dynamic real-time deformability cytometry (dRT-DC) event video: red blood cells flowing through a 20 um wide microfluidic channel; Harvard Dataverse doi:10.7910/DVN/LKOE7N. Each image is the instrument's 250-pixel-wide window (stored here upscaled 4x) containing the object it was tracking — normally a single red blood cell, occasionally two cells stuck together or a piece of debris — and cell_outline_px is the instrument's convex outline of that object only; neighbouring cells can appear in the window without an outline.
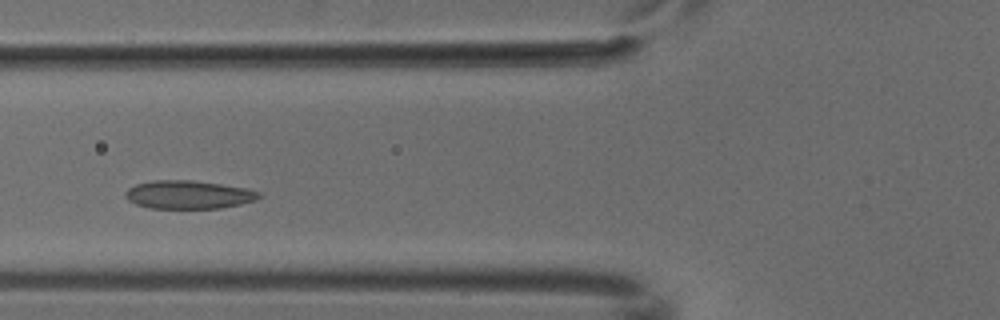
{"species": "common noctule bat (a hibernating species)", "species_latin": "Nyctalus noctula", "temperature_condition": "cold", "stored_images_in_passage": 4, "camera_frame_rate_fps": 3000, "um_per_image_px": 0.085, "animal": {"sex": "male", "body_mass_g": 18.8}, "frame": {"image": 1, "passage_image": 4, "time_ms": 1.0, "image_size_px": [1000, 320], "cell_outline_px": [[260, 196], [256, 200], [240, 204], [220, 208], [148, 208], [136, 204], [128, 200], [124, 196], [124, 192], [128, 188], [136, 184], [152, 180], [192, 180], [220, 184], [244, 188], [260, 192]], "centroid_in_image_um": [15.97, 16.54], "position_along_channel_um": 109.8, "area_um2": 21.96}}